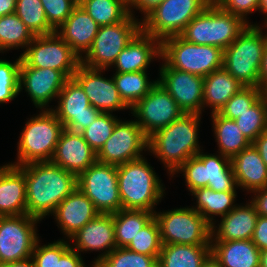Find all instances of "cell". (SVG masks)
Wrapping results in <instances>:
<instances>
[{"label": "cell", "instance_id": "1", "mask_svg": "<svg viewBox=\"0 0 267 267\" xmlns=\"http://www.w3.org/2000/svg\"><path fill=\"white\" fill-rule=\"evenodd\" d=\"M25 175L27 215L42 220L76 188L77 176L51 161L18 167Z\"/></svg>", "mask_w": 267, "mask_h": 267}, {"label": "cell", "instance_id": "2", "mask_svg": "<svg viewBox=\"0 0 267 267\" xmlns=\"http://www.w3.org/2000/svg\"><path fill=\"white\" fill-rule=\"evenodd\" d=\"M201 114L184 113L168 126L148 137V152L167 168L170 176L200 151L198 131Z\"/></svg>", "mask_w": 267, "mask_h": 267}, {"label": "cell", "instance_id": "3", "mask_svg": "<svg viewBox=\"0 0 267 267\" xmlns=\"http://www.w3.org/2000/svg\"><path fill=\"white\" fill-rule=\"evenodd\" d=\"M145 157L117 166L121 209L155 212L154 207L164 196L162 180Z\"/></svg>", "mask_w": 267, "mask_h": 267}, {"label": "cell", "instance_id": "4", "mask_svg": "<svg viewBox=\"0 0 267 267\" xmlns=\"http://www.w3.org/2000/svg\"><path fill=\"white\" fill-rule=\"evenodd\" d=\"M251 24L224 50L223 67L244 86L260 87V68L266 35Z\"/></svg>", "mask_w": 267, "mask_h": 267}, {"label": "cell", "instance_id": "5", "mask_svg": "<svg viewBox=\"0 0 267 267\" xmlns=\"http://www.w3.org/2000/svg\"><path fill=\"white\" fill-rule=\"evenodd\" d=\"M240 17L224 11L212 1L179 35L187 42L225 50L247 27Z\"/></svg>", "mask_w": 267, "mask_h": 267}, {"label": "cell", "instance_id": "6", "mask_svg": "<svg viewBox=\"0 0 267 267\" xmlns=\"http://www.w3.org/2000/svg\"><path fill=\"white\" fill-rule=\"evenodd\" d=\"M63 130V124L51 110H41L26 122L21 132L17 162L8 164L19 167L31 162L51 161Z\"/></svg>", "mask_w": 267, "mask_h": 267}, {"label": "cell", "instance_id": "7", "mask_svg": "<svg viewBox=\"0 0 267 267\" xmlns=\"http://www.w3.org/2000/svg\"><path fill=\"white\" fill-rule=\"evenodd\" d=\"M224 50L216 46L198 45L172 36L161 42V59L171 68L201 77L223 67Z\"/></svg>", "mask_w": 267, "mask_h": 267}, {"label": "cell", "instance_id": "8", "mask_svg": "<svg viewBox=\"0 0 267 267\" xmlns=\"http://www.w3.org/2000/svg\"><path fill=\"white\" fill-rule=\"evenodd\" d=\"M183 173L187 189L192 192L208 187L215 192H236L238 188L230 158L222 154L199 152L190 157L173 174Z\"/></svg>", "mask_w": 267, "mask_h": 267}, {"label": "cell", "instance_id": "9", "mask_svg": "<svg viewBox=\"0 0 267 267\" xmlns=\"http://www.w3.org/2000/svg\"><path fill=\"white\" fill-rule=\"evenodd\" d=\"M213 0H164L141 21V30L162 42L178 36Z\"/></svg>", "mask_w": 267, "mask_h": 267}, {"label": "cell", "instance_id": "10", "mask_svg": "<svg viewBox=\"0 0 267 267\" xmlns=\"http://www.w3.org/2000/svg\"><path fill=\"white\" fill-rule=\"evenodd\" d=\"M162 244L210 245L211 225L192 207L154 212Z\"/></svg>", "mask_w": 267, "mask_h": 267}, {"label": "cell", "instance_id": "11", "mask_svg": "<svg viewBox=\"0 0 267 267\" xmlns=\"http://www.w3.org/2000/svg\"><path fill=\"white\" fill-rule=\"evenodd\" d=\"M138 20L130 14L123 22L100 26L81 63L89 68L108 69L113 66L119 53L141 30V21Z\"/></svg>", "mask_w": 267, "mask_h": 267}, {"label": "cell", "instance_id": "12", "mask_svg": "<svg viewBox=\"0 0 267 267\" xmlns=\"http://www.w3.org/2000/svg\"><path fill=\"white\" fill-rule=\"evenodd\" d=\"M20 56L29 67L58 70L68 79L81 63V58L56 32L35 36Z\"/></svg>", "mask_w": 267, "mask_h": 267}, {"label": "cell", "instance_id": "13", "mask_svg": "<svg viewBox=\"0 0 267 267\" xmlns=\"http://www.w3.org/2000/svg\"><path fill=\"white\" fill-rule=\"evenodd\" d=\"M77 185L99 213L113 214L121 210L116 165L96 161L77 177Z\"/></svg>", "mask_w": 267, "mask_h": 267}, {"label": "cell", "instance_id": "14", "mask_svg": "<svg viewBox=\"0 0 267 267\" xmlns=\"http://www.w3.org/2000/svg\"><path fill=\"white\" fill-rule=\"evenodd\" d=\"M35 217L24 215L0 218V263L23 260L32 256L37 236Z\"/></svg>", "mask_w": 267, "mask_h": 267}, {"label": "cell", "instance_id": "15", "mask_svg": "<svg viewBox=\"0 0 267 267\" xmlns=\"http://www.w3.org/2000/svg\"><path fill=\"white\" fill-rule=\"evenodd\" d=\"M130 110L147 137L184 114L176 101L158 82Z\"/></svg>", "mask_w": 267, "mask_h": 267}, {"label": "cell", "instance_id": "16", "mask_svg": "<svg viewBox=\"0 0 267 267\" xmlns=\"http://www.w3.org/2000/svg\"><path fill=\"white\" fill-rule=\"evenodd\" d=\"M148 151V137L136 121L118 120L111 137L97 153L100 163L121 165L136 160Z\"/></svg>", "mask_w": 267, "mask_h": 267}, {"label": "cell", "instance_id": "17", "mask_svg": "<svg viewBox=\"0 0 267 267\" xmlns=\"http://www.w3.org/2000/svg\"><path fill=\"white\" fill-rule=\"evenodd\" d=\"M57 98L58 106L50 110L66 130L81 133L101 113L90 104L86 93L73 78L65 82Z\"/></svg>", "mask_w": 267, "mask_h": 267}, {"label": "cell", "instance_id": "18", "mask_svg": "<svg viewBox=\"0 0 267 267\" xmlns=\"http://www.w3.org/2000/svg\"><path fill=\"white\" fill-rule=\"evenodd\" d=\"M157 82L171 95L184 113L202 115L204 78L171 68L164 60Z\"/></svg>", "mask_w": 267, "mask_h": 267}, {"label": "cell", "instance_id": "19", "mask_svg": "<svg viewBox=\"0 0 267 267\" xmlns=\"http://www.w3.org/2000/svg\"><path fill=\"white\" fill-rule=\"evenodd\" d=\"M106 70L89 68L80 63L72 78L82 87L90 104L100 112L130 109L121 99L113 77H103L101 72Z\"/></svg>", "mask_w": 267, "mask_h": 267}, {"label": "cell", "instance_id": "20", "mask_svg": "<svg viewBox=\"0 0 267 267\" xmlns=\"http://www.w3.org/2000/svg\"><path fill=\"white\" fill-rule=\"evenodd\" d=\"M68 78L58 70L27 66L22 60L19 71V92L25 88L36 108H47L53 99H57Z\"/></svg>", "mask_w": 267, "mask_h": 267}, {"label": "cell", "instance_id": "21", "mask_svg": "<svg viewBox=\"0 0 267 267\" xmlns=\"http://www.w3.org/2000/svg\"><path fill=\"white\" fill-rule=\"evenodd\" d=\"M74 246H70L78 253L84 251H99L103 253L94 259L98 264L106 255L117 248L113 214H98L69 238Z\"/></svg>", "mask_w": 267, "mask_h": 267}, {"label": "cell", "instance_id": "22", "mask_svg": "<svg viewBox=\"0 0 267 267\" xmlns=\"http://www.w3.org/2000/svg\"><path fill=\"white\" fill-rule=\"evenodd\" d=\"M97 161V154L83 135L64 129L56 145L51 162L77 177Z\"/></svg>", "mask_w": 267, "mask_h": 267}, {"label": "cell", "instance_id": "23", "mask_svg": "<svg viewBox=\"0 0 267 267\" xmlns=\"http://www.w3.org/2000/svg\"><path fill=\"white\" fill-rule=\"evenodd\" d=\"M100 214L93 202L78 188L69 194L52 214L62 233L69 239Z\"/></svg>", "mask_w": 267, "mask_h": 267}, {"label": "cell", "instance_id": "24", "mask_svg": "<svg viewBox=\"0 0 267 267\" xmlns=\"http://www.w3.org/2000/svg\"><path fill=\"white\" fill-rule=\"evenodd\" d=\"M155 58L161 59V42L140 30L119 53L113 67L121 73L144 71Z\"/></svg>", "mask_w": 267, "mask_h": 267}, {"label": "cell", "instance_id": "25", "mask_svg": "<svg viewBox=\"0 0 267 267\" xmlns=\"http://www.w3.org/2000/svg\"><path fill=\"white\" fill-rule=\"evenodd\" d=\"M257 218L258 214L250 201L246 205L237 204L227 215L221 217L218 226H211V241L252 239Z\"/></svg>", "mask_w": 267, "mask_h": 267}, {"label": "cell", "instance_id": "26", "mask_svg": "<svg viewBox=\"0 0 267 267\" xmlns=\"http://www.w3.org/2000/svg\"><path fill=\"white\" fill-rule=\"evenodd\" d=\"M99 27L80 5H76L55 32L82 58L91 48Z\"/></svg>", "mask_w": 267, "mask_h": 267}, {"label": "cell", "instance_id": "27", "mask_svg": "<svg viewBox=\"0 0 267 267\" xmlns=\"http://www.w3.org/2000/svg\"><path fill=\"white\" fill-rule=\"evenodd\" d=\"M26 180L17 167L5 164L0 167V214L1 216L27 214Z\"/></svg>", "mask_w": 267, "mask_h": 267}, {"label": "cell", "instance_id": "28", "mask_svg": "<svg viewBox=\"0 0 267 267\" xmlns=\"http://www.w3.org/2000/svg\"><path fill=\"white\" fill-rule=\"evenodd\" d=\"M236 184L252 193L267 186V166L251 144L230 159Z\"/></svg>", "mask_w": 267, "mask_h": 267}, {"label": "cell", "instance_id": "29", "mask_svg": "<svg viewBox=\"0 0 267 267\" xmlns=\"http://www.w3.org/2000/svg\"><path fill=\"white\" fill-rule=\"evenodd\" d=\"M211 254L221 267H260V250L249 240L211 241Z\"/></svg>", "mask_w": 267, "mask_h": 267}, {"label": "cell", "instance_id": "30", "mask_svg": "<svg viewBox=\"0 0 267 267\" xmlns=\"http://www.w3.org/2000/svg\"><path fill=\"white\" fill-rule=\"evenodd\" d=\"M244 85L235 79L224 67L204 77L203 109L212 108L219 112L226 102Z\"/></svg>", "mask_w": 267, "mask_h": 267}, {"label": "cell", "instance_id": "31", "mask_svg": "<svg viewBox=\"0 0 267 267\" xmlns=\"http://www.w3.org/2000/svg\"><path fill=\"white\" fill-rule=\"evenodd\" d=\"M211 245L162 244L158 267H201Z\"/></svg>", "mask_w": 267, "mask_h": 267}, {"label": "cell", "instance_id": "32", "mask_svg": "<svg viewBox=\"0 0 267 267\" xmlns=\"http://www.w3.org/2000/svg\"><path fill=\"white\" fill-rule=\"evenodd\" d=\"M237 192H215L208 187L199 188L191 192L196 198L195 209L212 226L216 224L213 216L227 215L237 205Z\"/></svg>", "mask_w": 267, "mask_h": 267}, {"label": "cell", "instance_id": "33", "mask_svg": "<svg viewBox=\"0 0 267 267\" xmlns=\"http://www.w3.org/2000/svg\"><path fill=\"white\" fill-rule=\"evenodd\" d=\"M211 117L218 153L231 159L252 144L244 137L234 120L227 119L218 112L211 113Z\"/></svg>", "mask_w": 267, "mask_h": 267}, {"label": "cell", "instance_id": "34", "mask_svg": "<svg viewBox=\"0 0 267 267\" xmlns=\"http://www.w3.org/2000/svg\"><path fill=\"white\" fill-rule=\"evenodd\" d=\"M147 75V70L115 72L112 75L121 99L129 108H132L157 84V80L149 81Z\"/></svg>", "mask_w": 267, "mask_h": 267}, {"label": "cell", "instance_id": "35", "mask_svg": "<svg viewBox=\"0 0 267 267\" xmlns=\"http://www.w3.org/2000/svg\"><path fill=\"white\" fill-rule=\"evenodd\" d=\"M153 217L154 213L146 210L121 209L113 213L117 247H127Z\"/></svg>", "mask_w": 267, "mask_h": 267}, {"label": "cell", "instance_id": "36", "mask_svg": "<svg viewBox=\"0 0 267 267\" xmlns=\"http://www.w3.org/2000/svg\"><path fill=\"white\" fill-rule=\"evenodd\" d=\"M80 6L99 26L123 22L130 15L127 0H82Z\"/></svg>", "mask_w": 267, "mask_h": 267}, {"label": "cell", "instance_id": "37", "mask_svg": "<svg viewBox=\"0 0 267 267\" xmlns=\"http://www.w3.org/2000/svg\"><path fill=\"white\" fill-rule=\"evenodd\" d=\"M28 27L15 14L0 17V51L27 48L34 39Z\"/></svg>", "mask_w": 267, "mask_h": 267}, {"label": "cell", "instance_id": "38", "mask_svg": "<svg viewBox=\"0 0 267 267\" xmlns=\"http://www.w3.org/2000/svg\"><path fill=\"white\" fill-rule=\"evenodd\" d=\"M15 14L28 27L34 36L49 35L55 30L48 24L40 0H16Z\"/></svg>", "mask_w": 267, "mask_h": 267}, {"label": "cell", "instance_id": "39", "mask_svg": "<svg viewBox=\"0 0 267 267\" xmlns=\"http://www.w3.org/2000/svg\"><path fill=\"white\" fill-rule=\"evenodd\" d=\"M234 121L244 137L253 143L261 133L267 130V104L265 98L262 96Z\"/></svg>", "mask_w": 267, "mask_h": 267}, {"label": "cell", "instance_id": "40", "mask_svg": "<svg viewBox=\"0 0 267 267\" xmlns=\"http://www.w3.org/2000/svg\"><path fill=\"white\" fill-rule=\"evenodd\" d=\"M162 242L157 220L153 217L137 235L133 237L127 249L153 257H159Z\"/></svg>", "mask_w": 267, "mask_h": 267}, {"label": "cell", "instance_id": "41", "mask_svg": "<svg viewBox=\"0 0 267 267\" xmlns=\"http://www.w3.org/2000/svg\"><path fill=\"white\" fill-rule=\"evenodd\" d=\"M158 258L140 254L127 249L117 247L106 255L99 263V267H158Z\"/></svg>", "mask_w": 267, "mask_h": 267}, {"label": "cell", "instance_id": "42", "mask_svg": "<svg viewBox=\"0 0 267 267\" xmlns=\"http://www.w3.org/2000/svg\"><path fill=\"white\" fill-rule=\"evenodd\" d=\"M118 120L112 113L101 112L91 125L81 132L85 141L96 154L111 137Z\"/></svg>", "mask_w": 267, "mask_h": 267}, {"label": "cell", "instance_id": "43", "mask_svg": "<svg viewBox=\"0 0 267 267\" xmlns=\"http://www.w3.org/2000/svg\"><path fill=\"white\" fill-rule=\"evenodd\" d=\"M262 97V89L244 86L233 95L219 110V114L227 119L235 120Z\"/></svg>", "mask_w": 267, "mask_h": 267}, {"label": "cell", "instance_id": "44", "mask_svg": "<svg viewBox=\"0 0 267 267\" xmlns=\"http://www.w3.org/2000/svg\"><path fill=\"white\" fill-rule=\"evenodd\" d=\"M21 56L11 62L0 59V104L9 103L19 95Z\"/></svg>", "mask_w": 267, "mask_h": 267}, {"label": "cell", "instance_id": "45", "mask_svg": "<svg viewBox=\"0 0 267 267\" xmlns=\"http://www.w3.org/2000/svg\"><path fill=\"white\" fill-rule=\"evenodd\" d=\"M68 242L60 239L41 246L40 239H38L31 256L35 267H57V259H60L71 246Z\"/></svg>", "mask_w": 267, "mask_h": 267}, {"label": "cell", "instance_id": "46", "mask_svg": "<svg viewBox=\"0 0 267 267\" xmlns=\"http://www.w3.org/2000/svg\"><path fill=\"white\" fill-rule=\"evenodd\" d=\"M48 24L56 31L71 15L76 4L71 0H40Z\"/></svg>", "mask_w": 267, "mask_h": 267}, {"label": "cell", "instance_id": "47", "mask_svg": "<svg viewBox=\"0 0 267 267\" xmlns=\"http://www.w3.org/2000/svg\"><path fill=\"white\" fill-rule=\"evenodd\" d=\"M224 11L240 17L245 23L251 25L247 20V14L259 11L260 0H213Z\"/></svg>", "mask_w": 267, "mask_h": 267}, {"label": "cell", "instance_id": "48", "mask_svg": "<svg viewBox=\"0 0 267 267\" xmlns=\"http://www.w3.org/2000/svg\"><path fill=\"white\" fill-rule=\"evenodd\" d=\"M251 240L260 251L267 249V217L258 216Z\"/></svg>", "mask_w": 267, "mask_h": 267}, {"label": "cell", "instance_id": "49", "mask_svg": "<svg viewBox=\"0 0 267 267\" xmlns=\"http://www.w3.org/2000/svg\"><path fill=\"white\" fill-rule=\"evenodd\" d=\"M57 267H86V265L81 257V253L70 247L60 259H57Z\"/></svg>", "mask_w": 267, "mask_h": 267}, {"label": "cell", "instance_id": "50", "mask_svg": "<svg viewBox=\"0 0 267 267\" xmlns=\"http://www.w3.org/2000/svg\"><path fill=\"white\" fill-rule=\"evenodd\" d=\"M128 1V9L131 15L135 16L133 12V8L142 12L145 17L149 12H151L155 7L160 5L164 0H127ZM132 10V11H131Z\"/></svg>", "mask_w": 267, "mask_h": 267}, {"label": "cell", "instance_id": "51", "mask_svg": "<svg viewBox=\"0 0 267 267\" xmlns=\"http://www.w3.org/2000/svg\"><path fill=\"white\" fill-rule=\"evenodd\" d=\"M252 193L254 198L250 202L254 205L258 216L267 217V186Z\"/></svg>", "mask_w": 267, "mask_h": 267}, {"label": "cell", "instance_id": "52", "mask_svg": "<svg viewBox=\"0 0 267 267\" xmlns=\"http://www.w3.org/2000/svg\"><path fill=\"white\" fill-rule=\"evenodd\" d=\"M267 166V130L261 133L252 143Z\"/></svg>", "mask_w": 267, "mask_h": 267}, {"label": "cell", "instance_id": "53", "mask_svg": "<svg viewBox=\"0 0 267 267\" xmlns=\"http://www.w3.org/2000/svg\"><path fill=\"white\" fill-rule=\"evenodd\" d=\"M267 28V25L265 26ZM267 85V42L265 45L261 68H260V88Z\"/></svg>", "mask_w": 267, "mask_h": 267}, {"label": "cell", "instance_id": "54", "mask_svg": "<svg viewBox=\"0 0 267 267\" xmlns=\"http://www.w3.org/2000/svg\"><path fill=\"white\" fill-rule=\"evenodd\" d=\"M16 10V0H0V17L13 14Z\"/></svg>", "mask_w": 267, "mask_h": 267}, {"label": "cell", "instance_id": "55", "mask_svg": "<svg viewBox=\"0 0 267 267\" xmlns=\"http://www.w3.org/2000/svg\"><path fill=\"white\" fill-rule=\"evenodd\" d=\"M0 267H35V264L32 257H29L19 261L0 263Z\"/></svg>", "mask_w": 267, "mask_h": 267}, {"label": "cell", "instance_id": "56", "mask_svg": "<svg viewBox=\"0 0 267 267\" xmlns=\"http://www.w3.org/2000/svg\"><path fill=\"white\" fill-rule=\"evenodd\" d=\"M201 267H221L220 263L210 254L202 263Z\"/></svg>", "mask_w": 267, "mask_h": 267}, {"label": "cell", "instance_id": "57", "mask_svg": "<svg viewBox=\"0 0 267 267\" xmlns=\"http://www.w3.org/2000/svg\"><path fill=\"white\" fill-rule=\"evenodd\" d=\"M264 13L267 15V0H260L259 2V13ZM265 23H263L264 25H267V17L266 20H264Z\"/></svg>", "mask_w": 267, "mask_h": 267}, {"label": "cell", "instance_id": "58", "mask_svg": "<svg viewBox=\"0 0 267 267\" xmlns=\"http://www.w3.org/2000/svg\"><path fill=\"white\" fill-rule=\"evenodd\" d=\"M260 267H267V249L260 252Z\"/></svg>", "mask_w": 267, "mask_h": 267}, {"label": "cell", "instance_id": "59", "mask_svg": "<svg viewBox=\"0 0 267 267\" xmlns=\"http://www.w3.org/2000/svg\"><path fill=\"white\" fill-rule=\"evenodd\" d=\"M262 96L265 98L267 104V85L262 88Z\"/></svg>", "mask_w": 267, "mask_h": 267}, {"label": "cell", "instance_id": "60", "mask_svg": "<svg viewBox=\"0 0 267 267\" xmlns=\"http://www.w3.org/2000/svg\"><path fill=\"white\" fill-rule=\"evenodd\" d=\"M71 1H73L76 5H80L82 2V0H71Z\"/></svg>", "mask_w": 267, "mask_h": 267}, {"label": "cell", "instance_id": "61", "mask_svg": "<svg viewBox=\"0 0 267 267\" xmlns=\"http://www.w3.org/2000/svg\"><path fill=\"white\" fill-rule=\"evenodd\" d=\"M91 267H99V266H98V264H96V263L93 262V264H92Z\"/></svg>", "mask_w": 267, "mask_h": 267}]
</instances>
